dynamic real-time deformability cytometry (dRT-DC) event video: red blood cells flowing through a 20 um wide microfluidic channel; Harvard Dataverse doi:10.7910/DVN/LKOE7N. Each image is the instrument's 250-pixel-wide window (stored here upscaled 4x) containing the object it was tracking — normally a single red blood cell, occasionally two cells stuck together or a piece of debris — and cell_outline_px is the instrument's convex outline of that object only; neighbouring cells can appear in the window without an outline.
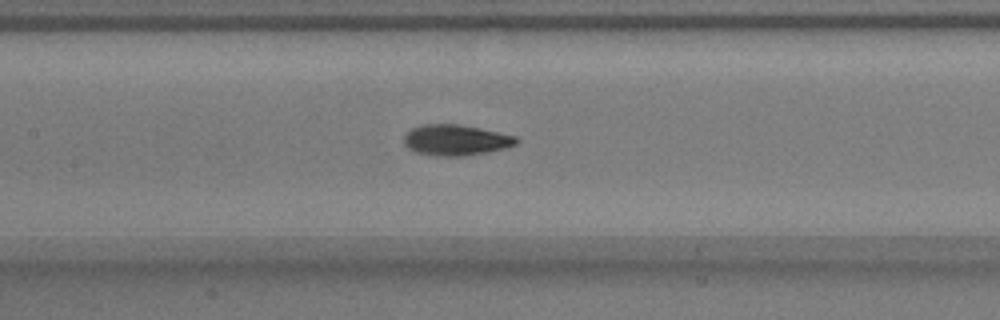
{"species": "common noctule bat (a hibernating species)", "species_latin": "Nyctalus noctula", "temperature_condition": "warm", "stored_images_in_passage": 38, "camera_frame_rate_fps": 3000, "um_per_image_px": 0.085, "animal": {"sex": "male", "body_mass_g": 17.9}, "frame": {"image": 1, "passage_image": 10, "time_ms": 3.0, "image_size_px": [1000, 320], "cell_outline_px": [[520, 140], [516, 144], [504, 148], [464, 156], [436, 156], [416, 152], [408, 148], [404, 144], [404, 136], [412, 128], [420, 124], [460, 124], [480, 128], [516, 136]], "centroid_in_image_um": [38.72, 11.9], "position_along_channel_um": 168.7, "area_um2": 20.11}}
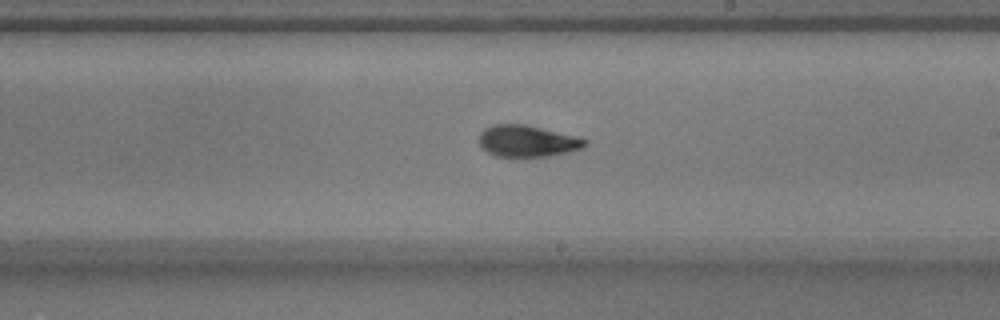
{"frame": {"image": 2, "passage_image": 16, "time_ms": 5.0, "image_size_px": [1000, 320], "cell_outline_px": [[588, 144], [580, 148], [568, 152], [548, 156], [496, 156], [480, 148], [480, 132], [484, 128], [492, 124], [528, 124], [588, 140]], "centroid_in_image_um": [44.78, 11.98], "position_along_channel_um": 244.2, "area_um2": 19.36}}
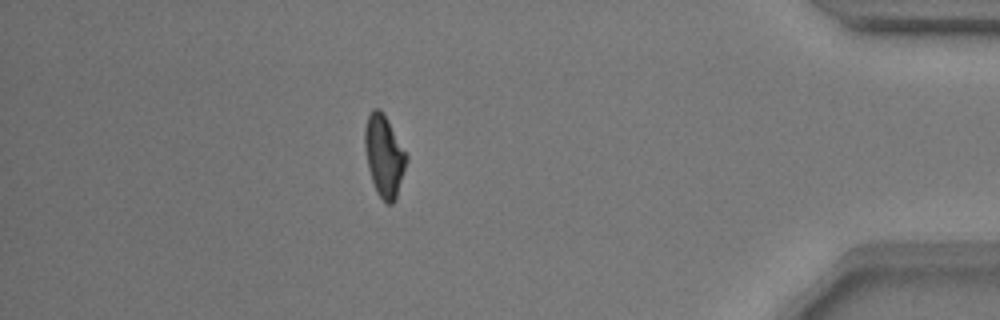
{"frame": {"image": 3, "passage_image": 32, "time_ms": 10.333, "image_size_px": [1000, 320], "cell_outline_px": [[408, 156], [396, 200], [392, 204], [388, 204], [376, 192], [368, 168], [364, 148], [364, 128], [368, 116], [372, 108], [380, 108]], "centroid_in_image_um": [32.63, 13.25], "position_along_channel_um": 402.6, "area_um2": 19.59}, "authors_computed_cell_mechanics": {"area_um2": 19.6231, "velocity_mm_per_s": 3.7899, "shape_relaxation_time_tau1_ms": 4.2511, "shape_relaxation_time_tau2_ms": 1.8379, "deformation_change_tau1": 0.1469, "deformation_change_tau2": 0.0762}}